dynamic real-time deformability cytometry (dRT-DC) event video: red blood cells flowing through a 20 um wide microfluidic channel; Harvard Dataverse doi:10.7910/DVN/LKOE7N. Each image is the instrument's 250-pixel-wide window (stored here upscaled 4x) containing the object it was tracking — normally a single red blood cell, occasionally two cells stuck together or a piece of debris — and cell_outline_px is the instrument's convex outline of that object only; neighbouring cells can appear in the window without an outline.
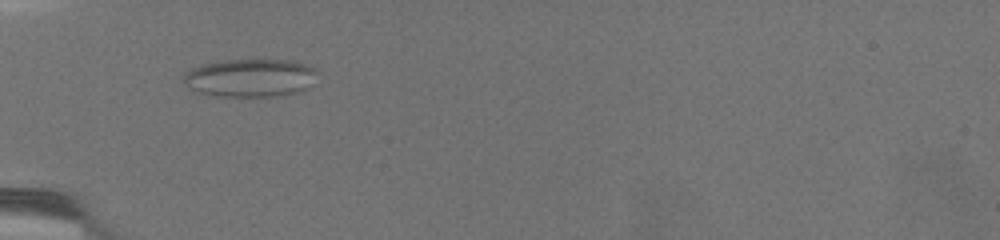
{"species": "common noctule bat (a hibernating species)", "species_latin": "Nyctalus noctula", "temperature_condition": "warm", "stored_images_in_passage": 46, "camera_frame_rate_fps": 3000, "um_per_image_px": 0.085, "animal": {"sex": "female", "body_mass_g": 19.5, "forearm_length_mm": 54.1}, "frame": {"image": 1, "passage_image": 1, "time_ms": 0.0, "image_size_px": [1000, 240], "cell_outline_px": [[320, 72], [312, 84], [308, 88], [300, 92], [272, 96], [220, 96], [196, 92], [184, 84], [184, 72], [192, 68], [204, 64], [224, 60], [292, 60], [316, 68]], "centroid_in_image_um": [21.31, 6.61], "position_along_channel_um": 63.7, "area_um2": 29.88}}
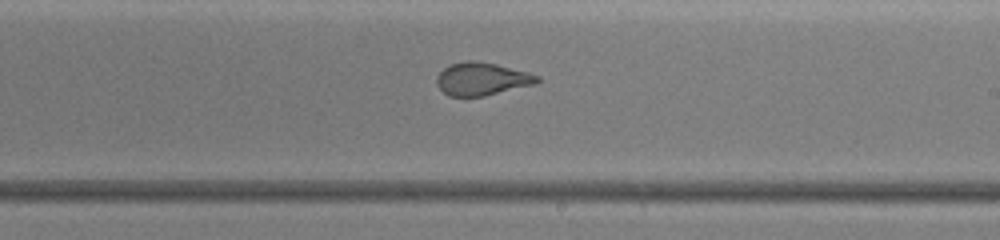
{"frame": {"image": 2, "passage_image": 20, "time_ms": 6.333, "image_size_px": [1000, 240], "cell_outline_px": [[540, 80], [536, 84], [484, 96], [448, 96], [436, 84], [436, 76], [448, 64], [464, 60], [476, 60], [496, 64], [528, 72], [540, 76]], "centroid_in_image_um": [40.95, 6.69], "position_along_channel_um": 248.1, "area_um2": 19.42}}
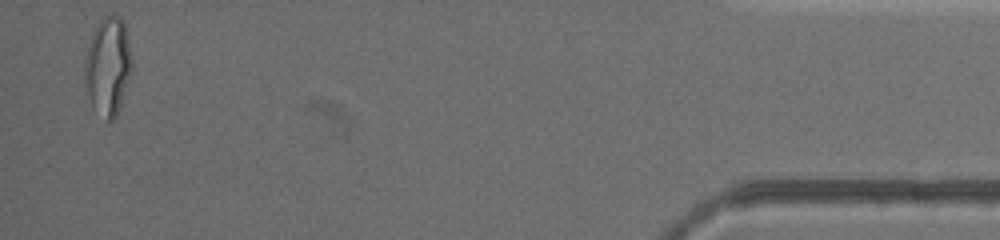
{"frame": {"image": 3, "passage_image": 45, "time_ms": 14.667, "image_size_px": [1000, 240], "cell_outline_px": [[132, 68], [116, 116], [108, 124], [92, 108], [88, 96], [84, 80], [84, 56], [92, 32], [100, 20], [108, 12], [112, 12], [120, 16], [124, 24], [128, 40], [132, 60]], "centroid_in_image_um": [9.14, 5.61], "position_along_channel_um": 426.1, "area_um2": 27.4}, "authors_computed_cell_mechanics": {"area_um2": 20.6057, "velocity_mm_per_s": 3.0182, "shape_relaxation_time_tau1_ms": null, "shape_relaxation_time_tau2_ms": 0.992, "deformation_change_tau1": null, "deformation_change_tau2": 0.085}}